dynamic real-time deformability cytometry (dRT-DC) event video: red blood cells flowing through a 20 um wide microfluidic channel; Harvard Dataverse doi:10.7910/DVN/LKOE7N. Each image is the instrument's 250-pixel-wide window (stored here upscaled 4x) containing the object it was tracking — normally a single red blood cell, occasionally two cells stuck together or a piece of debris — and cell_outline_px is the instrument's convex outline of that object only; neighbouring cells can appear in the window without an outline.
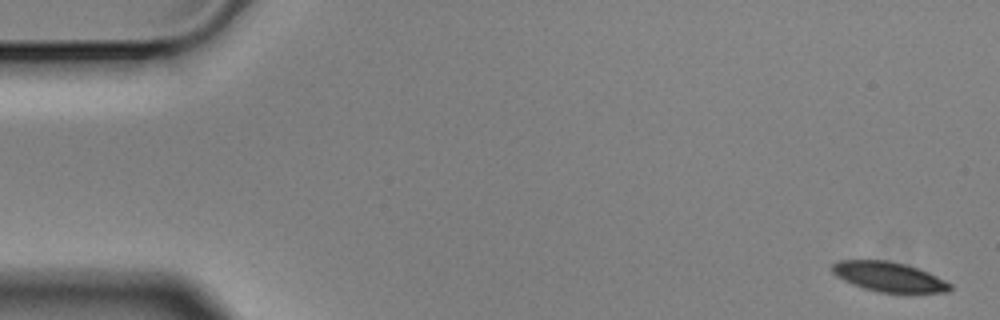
{"species": "Egyptian fruit bat (a non-hibernating species)", "species_latin": "Rousettus aegyptiacus", "temperature_condition": "cold", "stored_images_in_passage": 5, "camera_frame_rate_fps": 3000, "um_per_image_px": 0.085, "animal": {"sex": "male"}, "frame": {"image": 1, "passage_image": 1, "time_ms": 0.0, "image_size_px": [1000, 320], "cell_outline_px": [[952, 288], [948, 292], [880, 292], [864, 288], [852, 284], [836, 276], [832, 272], [832, 264], [840, 260], [888, 260], [908, 264], [928, 272], [952, 284]], "centroid_in_image_um": [75.55, 23.51], "position_along_channel_um": 9.4, "area_um2": 20.35}}
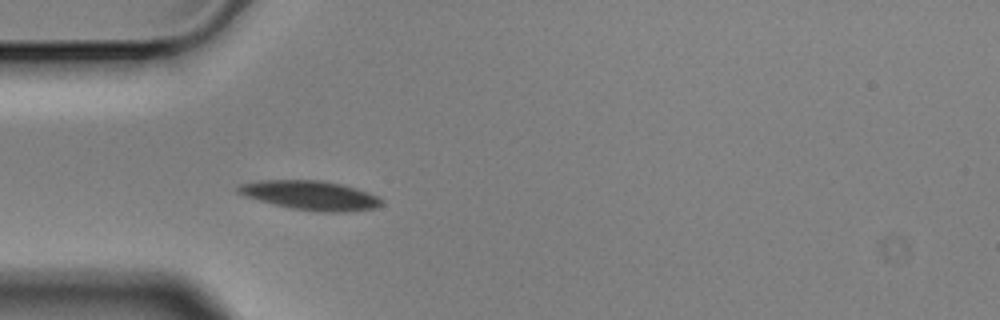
{"frame": {"image": 2, "passage_image": 5, "time_ms": 1.333, "image_size_px": [1000, 320], "cell_outline_px": [[384, 204], [376, 208], [348, 212], [324, 212], [292, 208], [244, 196], [236, 192], [236, 184], [260, 180], [320, 180], [340, 184], [356, 188], [368, 192], [384, 200]], "centroid_in_image_um": [26.39, 16.6], "position_along_channel_um": 58.6, "area_um2": 24.45}}